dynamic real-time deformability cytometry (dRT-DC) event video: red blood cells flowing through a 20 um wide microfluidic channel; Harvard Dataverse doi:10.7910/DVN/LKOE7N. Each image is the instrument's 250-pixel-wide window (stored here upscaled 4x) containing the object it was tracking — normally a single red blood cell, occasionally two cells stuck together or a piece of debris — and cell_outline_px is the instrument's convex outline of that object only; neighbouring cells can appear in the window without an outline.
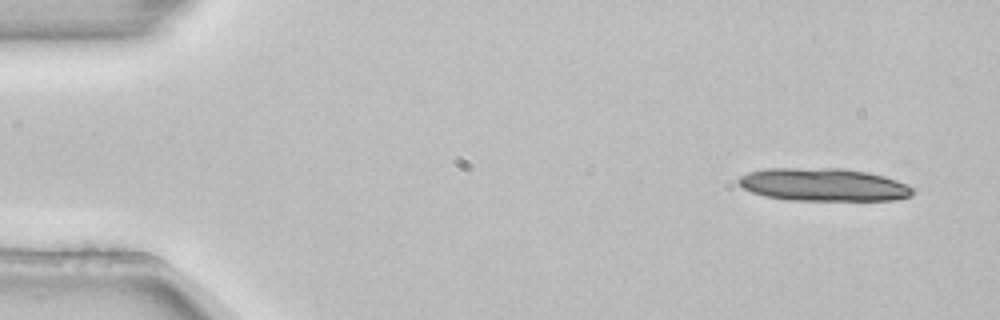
{"species": "common noctule bat (a hibernating species)", "species_latin": "Nyctalus noctula", "temperature_condition": "room temperature", "stored_images_in_passage": 4, "camera_frame_rate_fps": 3000, "um_per_image_px": 0.085, "animal": {"sex": "female", "body_mass_g": 22.7, "forearm_length_mm": 54.2}, "frame": {"image": 1, "passage_image": 1, "time_ms": 0.0, "image_size_px": [1000, 320], "cell_outline_px": [[912, 196], [896, 200], [788, 200], [764, 196], [752, 192], [744, 188], [736, 180], [740, 176], [748, 172], [768, 168], [840, 168], [868, 172], [884, 176], [908, 184], [912, 188]], "centroid_in_image_um": [69.99, 15.7], "position_along_channel_um": 15.0, "area_um2": 33.47}}
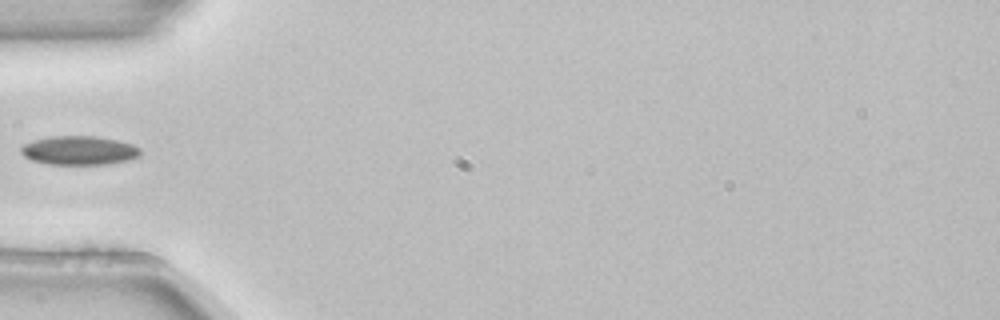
{"frame": {"image": 2, "passage_image": 4, "time_ms": 1.0, "image_size_px": [1000, 320], "cell_outline_px": [[140, 156], [128, 160], [108, 164], [48, 164], [32, 160], [24, 156], [20, 152], [20, 148], [24, 144], [32, 140], [52, 136], [96, 136], [116, 140], [132, 144], [140, 148]], "centroid_in_image_um": [6.71, 12.78], "position_along_channel_um": 78.3, "area_um2": 20.11}}